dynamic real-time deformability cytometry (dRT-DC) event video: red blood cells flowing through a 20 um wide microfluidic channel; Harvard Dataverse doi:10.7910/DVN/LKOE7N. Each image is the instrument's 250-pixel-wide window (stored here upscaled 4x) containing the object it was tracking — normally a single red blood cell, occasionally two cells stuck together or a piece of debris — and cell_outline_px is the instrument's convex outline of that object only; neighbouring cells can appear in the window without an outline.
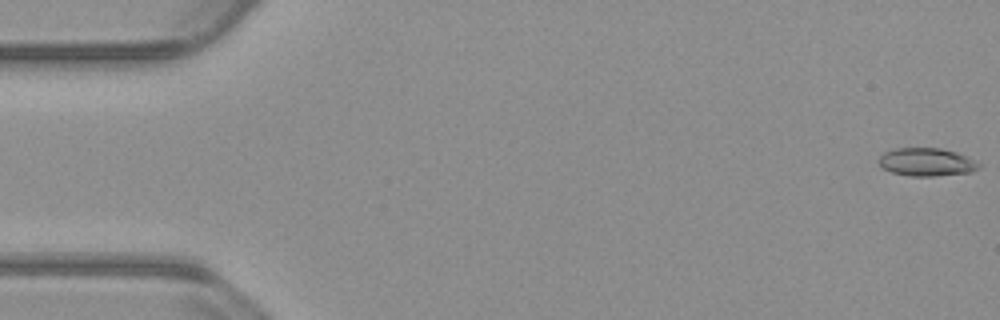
{"species": "common noctule bat (a hibernating species)", "species_latin": "Nyctalus noctula", "temperature_condition": "warm", "stored_images_in_passage": 55, "camera_frame_rate_fps": 3000, "um_per_image_px": 0.085, "animal": {"sex": "male", "body_mass_g": 23.1, "forearm_length_mm": 52.7}, "frame": {"image": 1, "passage_image": 1, "time_ms": 0.0, "image_size_px": [1000, 320], "cell_outline_px": [[980, 168], [972, 172], [936, 176], [908, 176], [892, 172], [880, 168], [876, 160], [884, 152], [896, 148], [940, 148], [956, 152], [976, 160], [980, 164]], "centroid_in_image_um": [78.73, 13.78], "position_along_channel_um": 6.3, "area_um2": 16.65}}
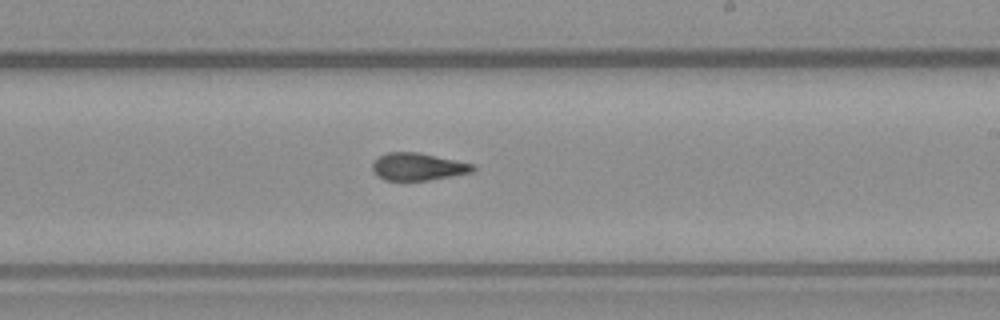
{"frame": {"image": 2, "passage_image": 32, "time_ms": 10.333, "image_size_px": [1000, 320], "cell_outline_px": [[476, 168], [472, 172], [428, 180], [384, 180], [372, 168], [372, 164], [380, 156], [388, 152], [420, 152], [476, 164]], "centroid_in_image_um": [35.58, 14.15], "position_along_channel_um": 253.4, "area_um2": 15.95}}
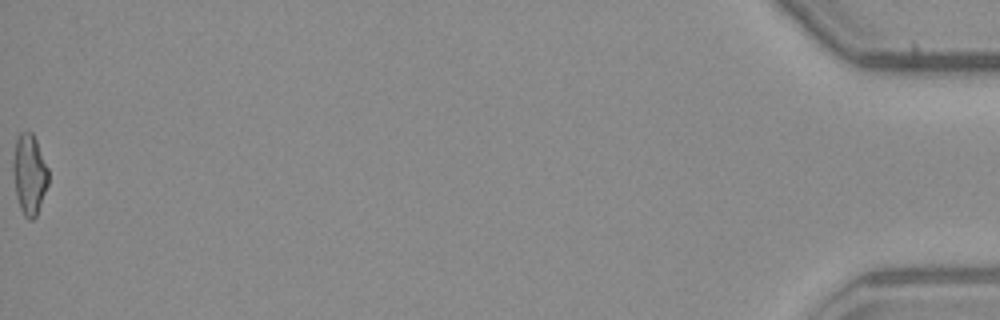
{"frame": {"image": 3, "passage_image": 55, "time_ms": 18.0, "image_size_px": [1000, 320], "cell_outline_px": [[48, 184], [36, 216], [32, 220], [28, 220], [24, 216], [20, 208], [16, 196], [12, 172], [12, 160], [16, 140], [20, 132], [32, 132], [36, 140], [48, 168]], "centroid_in_image_um": [2.48, 14.82], "position_along_channel_um": 432.7, "area_um2": 16.59}, "authors_computed_cell_mechanics": {"area_um2": 16.5308, "velocity_mm_per_s": 3.8181, "shape_relaxation_time_tau1_ms": null, "shape_relaxation_time_tau2_ms": 3.3637, "deformation_change_tau1": null, "deformation_change_tau2": 0.0924}}